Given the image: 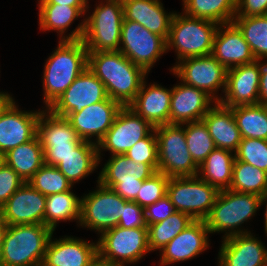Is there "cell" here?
Here are the masks:
<instances>
[{
	"label": "cell",
	"instance_id": "obj_1",
	"mask_svg": "<svg viewBox=\"0 0 267 266\" xmlns=\"http://www.w3.org/2000/svg\"><path fill=\"white\" fill-rule=\"evenodd\" d=\"M88 69L104 84L108 97L128 106L148 74L120 51L88 52Z\"/></svg>",
	"mask_w": 267,
	"mask_h": 266
},
{
	"label": "cell",
	"instance_id": "obj_2",
	"mask_svg": "<svg viewBox=\"0 0 267 266\" xmlns=\"http://www.w3.org/2000/svg\"><path fill=\"white\" fill-rule=\"evenodd\" d=\"M101 2L69 36L60 40H82L88 52L119 51L124 20L122 0ZM66 37V38H65Z\"/></svg>",
	"mask_w": 267,
	"mask_h": 266
},
{
	"label": "cell",
	"instance_id": "obj_3",
	"mask_svg": "<svg viewBox=\"0 0 267 266\" xmlns=\"http://www.w3.org/2000/svg\"><path fill=\"white\" fill-rule=\"evenodd\" d=\"M44 67V103L48 109L88 68V51L82 40H60Z\"/></svg>",
	"mask_w": 267,
	"mask_h": 266
},
{
	"label": "cell",
	"instance_id": "obj_4",
	"mask_svg": "<svg viewBox=\"0 0 267 266\" xmlns=\"http://www.w3.org/2000/svg\"><path fill=\"white\" fill-rule=\"evenodd\" d=\"M51 235L44 224L6 225L0 266H41Z\"/></svg>",
	"mask_w": 267,
	"mask_h": 266
},
{
	"label": "cell",
	"instance_id": "obj_5",
	"mask_svg": "<svg viewBox=\"0 0 267 266\" xmlns=\"http://www.w3.org/2000/svg\"><path fill=\"white\" fill-rule=\"evenodd\" d=\"M260 199L261 196L251 193L230 189L219 191L209 215L204 220L210 233L225 231L224 238L249 233L240 229L239 225L256 214L261 206Z\"/></svg>",
	"mask_w": 267,
	"mask_h": 266
},
{
	"label": "cell",
	"instance_id": "obj_6",
	"mask_svg": "<svg viewBox=\"0 0 267 266\" xmlns=\"http://www.w3.org/2000/svg\"><path fill=\"white\" fill-rule=\"evenodd\" d=\"M219 24L183 13H175L167 39V51L174 48L178 60L212 54Z\"/></svg>",
	"mask_w": 267,
	"mask_h": 266
},
{
	"label": "cell",
	"instance_id": "obj_7",
	"mask_svg": "<svg viewBox=\"0 0 267 266\" xmlns=\"http://www.w3.org/2000/svg\"><path fill=\"white\" fill-rule=\"evenodd\" d=\"M154 130L157 138L158 172L169 178L197 175L198 166L190 155L184 124H165L154 127Z\"/></svg>",
	"mask_w": 267,
	"mask_h": 266
},
{
	"label": "cell",
	"instance_id": "obj_8",
	"mask_svg": "<svg viewBox=\"0 0 267 266\" xmlns=\"http://www.w3.org/2000/svg\"><path fill=\"white\" fill-rule=\"evenodd\" d=\"M219 191L198 175L171 177L167 195L176 211L188 214L193 220H205Z\"/></svg>",
	"mask_w": 267,
	"mask_h": 266
},
{
	"label": "cell",
	"instance_id": "obj_9",
	"mask_svg": "<svg viewBox=\"0 0 267 266\" xmlns=\"http://www.w3.org/2000/svg\"><path fill=\"white\" fill-rule=\"evenodd\" d=\"M98 244V256L117 266L138 262L147 252V228L126 229L120 226L104 231Z\"/></svg>",
	"mask_w": 267,
	"mask_h": 266
},
{
	"label": "cell",
	"instance_id": "obj_10",
	"mask_svg": "<svg viewBox=\"0 0 267 266\" xmlns=\"http://www.w3.org/2000/svg\"><path fill=\"white\" fill-rule=\"evenodd\" d=\"M157 171L145 163H135L124 154L113 155L104 165L97 183L113 189L121 198L134 201L144 180Z\"/></svg>",
	"mask_w": 267,
	"mask_h": 266
},
{
	"label": "cell",
	"instance_id": "obj_11",
	"mask_svg": "<svg viewBox=\"0 0 267 266\" xmlns=\"http://www.w3.org/2000/svg\"><path fill=\"white\" fill-rule=\"evenodd\" d=\"M119 51L132 63L147 73L157 59L167 51V41L144 26L130 20H123Z\"/></svg>",
	"mask_w": 267,
	"mask_h": 266
},
{
	"label": "cell",
	"instance_id": "obj_12",
	"mask_svg": "<svg viewBox=\"0 0 267 266\" xmlns=\"http://www.w3.org/2000/svg\"><path fill=\"white\" fill-rule=\"evenodd\" d=\"M97 190L90 192L81 199L80 226L88 227L103 233L118 226L124 203L113 189L98 183Z\"/></svg>",
	"mask_w": 267,
	"mask_h": 266
},
{
	"label": "cell",
	"instance_id": "obj_13",
	"mask_svg": "<svg viewBox=\"0 0 267 266\" xmlns=\"http://www.w3.org/2000/svg\"><path fill=\"white\" fill-rule=\"evenodd\" d=\"M171 71L184 84L204 91L215 102L220 101L218 96H214L218 89L222 87L225 91L228 69L212 55L182 59Z\"/></svg>",
	"mask_w": 267,
	"mask_h": 266
},
{
	"label": "cell",
	"instance_id": "obj_14",
	"mask_svg": "<svg viewBox=\"0 0 267 266\" xmlns=\"http://www.w3.org/2000/svg\"><path fill=\"white\" fill-rule=\"evenodd\" d=\"M154 127L128 106H123L117 113L113 125L97 144L98 157L102 150H108L113 155L125 154L138 141L146 138Z\"/></svg>",
	"mask_w": 267,
	"mask_h": 266
},
{
	"label": "cell",
	"instance_id": "obj_15",
	"mask_svg": "<svg viewBox=\"0 0 267 266\" xmlns=\"http://www.w3.org/2000/svg\"><path fill=\"white\" fill-rule=\"evenodd\" d=\"M107 98L104 84L87 68L48 109L57 116L66 117Z\"/></svg>",
	"mask_w": 267,
	"mask_h": 266
},
{
	"label": "cell",
	"instance_id": "obj_16",
	"mask_svg": "<svg viewBox=\"0 0 267 266\" xmlns=\"http://www.w3.org/2000/svg\"><path fill=\"white\" fill-rule=\"evenodd\" d=\"M41 111L27 112L17 108L11 98L0 110V152L4 155L37 136Z\"/></svg>",
	"mask_w": 267,
	"mask_h": 266
},
{
	"label": "cell",
	"instance_id": "obj_17",
	"mask_svg": "<svg viewBox=\"0 0 267 266\" xmlns=\"http://www.w3.org/2000/svg\"><path fill=\"white\" fill-rule=\"evenodd\" d=\"M122 107L119 102L108 97L104 101L85 107L81 112L69 113L65 118L81 140L92 142L90 138L96 136L95 143L98 144L113 125Z\"/></svg>",
	"mask_w": 267,
	"mask_h": 266
},
{
	"label": "cell",
	"instance_id": "obj_18",
	"mask_svg": "<svg viewBox=\"0 0 267 266\" xmlns=\"http://www.w3.org/2000/svg\"><path fill=\"white\" fill-rule=\"evenodd\" d=\"M261 60L237 66L227 71L225 97L219 103L232 108L259 104Z\"/></svg>",
	"mask_w": 267,
	"mask_h": 266
},
{
	"label": "cell",
	"instance_id": "obj_19",
	"mask_svg": "<svg viewBox=\"0 0 267 266\" xmlns=\"http://www.w3.org/2000/svg\"><path fill=\"white\" fill-rule=\"evenodd\" d=\"M46 196L24 183L0 208L1 221L8 226L44 224Z\"/></svg>",
	"mask_w": 267,
	"mask_h": 266
},
{
	"label": "cell",
	"instance_id": "obj_20",
	"mask_svg": "<svg viewBox=\"0 0 267 266\" xmlns=\"http://www.w3.org/2000/svg\"><path fill=\"white\" fill-rule=\"evenodd\" d=\"M51 238L41 266H89L98 256V244L74 237Z\"/></svg>",
	"mask_w": 267,
	"mask_h": 266
},
{
	"label": "cell",
	"instance_id": "obj_21",
	"mask_svg": "<svg viewBox=\"0 0 267 266\" xmlns=\"http://www.w3.org/2000/svg\"><path fill=\"white\" fill-rule=\"evenodd\" d=\"M211 55L227 69L250 64L256 60L242 32L233 22L219 25Z\"/></svg>",
	"mask_w": 267,
	"mask_h": 266
},
{
	"label": "cell",
	"instance_id": "obj_22",
	"mask_svg": "<svg viewBox=\"0 0 267 266\" xmlns=\"http://www.w3.org/2000/svg\"><path fill=\"white\" fill-rule=\"evenodd\" d=\"M215 103L204 91L181 83L172 88L169 124L190 123L202 120Z\"/></svg>",
	"mask_w": 267,
	"mask_h": 266
},
{
	"label": "cell",
	"instance_id": "obj_23",
	"mask_svg": "<svg viewBox=\"0 0 267 266\" xmlns=\"http://www.w3.org/2000/svg\"><path fill=\"white\" fill-rule=\"evenodd\" d=\"M219 266H267V249L251 232L224 238Z\"/></svg>",
	"mask_w": 267,
	"mask_h": 266
},
{
	"label": "cell",
	"instance_id": "obj_24",
	"mask_svg": "<svg viewBox=\"0 0 267 266\" xmlns=\"http://www.w3.org/2000/svg\"><path fill=\"white\" fill-rule=\"evenodd\" d=\"M209 229L204 220H194L161 251V265L186 261L208 248Z\"/></svg>",
	"mask_w": 267,
	"mask_h": 266
},
{
	"label": "cell",
	"instance_id": "obj_25",
	"mask_svg": "<svg viewBox=\"0 0 267 266\" xmlns=\"http://www.w3.org/2000/svg\"><path fill=\"white\" fill-rule=\"evenodd\" d=\"M145 82L143 81L135 99L128 107L153 127L169 124L172 89H165L155 83L148 88Z\"/></svg>",
	"mask_w": 267,
	"mask_h": 266
},
{
	"label": "cell",
	"instance_id": "obj_26",
	"mask_svg": "<svg viewBox=\"0 0 267 266\" xmlns=\"http://www.w3.org/2000/svg\"><path fill=\"white\" fill-rule=\"evenodd\" d=\"M122 3L124 20L137 22L167 41L175 13H166L160 0H122Z\"/></svg>",
	"mask_w": 267,
	"mask_h": 266
},
{
	"label": "cell",
	"instance_id": "obj_27",
	"mask_svg": "<svg viewBox=\"0 0 267 266\" xmlns=\"http://www.w3.org/2000/svg\"><path fill=\"white\" fill-rule=\"evenodd\" d=\"M202 118L216 148L236 151L242 140L231 108L215 102Z\"/></svg>",
	"mask_w": 267,
	"mask_h": 266
},
{
	"label": "cell",
	"instance_id": "obj_28",
	"mask_svg": "<svg viewBox=\"0 0 267 266\" xmlns=\"http://www.w3.org/2000/svg\"><path fill=\"white\" fill-rule=\"evenodd\" d=\"M37 136L42 147L79 145L83 141L65 117L57 116L49 109L40 113Z\"/></svg>",
	"mask_w": 267,
	"mask_h": 266
},
{
	"label": "cell",
	"instance_id": "obj_29",
	"mask_svg": "<svg viewBox=\"0 0 267 266\" xmlns=\"http://www.w3.org/2000/svg\"><path fill=\"white\" fill-rule=\"evenodd\" d=\"M4 163L11 167L26 183L45 164L44 152L38 136L18 145L3 155Z\"/></svg>",
	"mask_w": 267,
	"mask_h": 266
},
{
	"label": "cell",
	"instance_id": "obj_30",
	"mask_svg": "<svg viewBox=\"0 0 267 266\" xmlns=\"http://www.w3.org/2000/svg\"><path fill=\"white\" fill-rule=\"evenodd\" d=\"M98 164H100V160L97 144L82 141L73 152L62 159L57 168L73 185L92 173Z\"/></svg>",
	"mask_w": 267,
	"mask_h": 266
},
{
	"label": "cell",
	"instance_id": "obj_31",
	"mask_svg": "<svg viewBox=\"0 0 267 266\" xmlns=\"http://www.w3.org/2000/svg\"><path fill=\"white\" fill-rule=\"evenodd\" d=\"M233 151L215 148L198 167L197 175L218 191L230 188L235 154Z\"/></svg>",
	"mask_w": 267,
	"mask_h": 266
},
{
	"label": "cell",
	"instance_id": "obj_32",
	"mask_svg": "<svg viewBox=\"0 0 267 266\" xmlns=\"http://www.w3.org/2000/svg\"><path fill=\"white\" fill-rule=\"evenodd\" d=\"M81 216V199L71 189L69 191L46 196L44 225L53 232L57 222L63 220H78Z\"/></svg>",
	"mask_w": 267,
	"mask_h": 266
},
{
	"label": "cell",
	"instance_id": "obj_33",
	"mask_svg": "<svg viewBox=\"0 0 267 266\" xmlns=\"http://www.w3.org/2000/svg\"><path fill=\"white\" fill-rule=\"evenodd\" d=\"M183 5L186 15L220 25L233 22L237 0H183Z\"/></svg>",
	"mask_w": 267,
	"mask_h": 266
},
{
	"label": "cell",
	"instance_id": "obj_34",
	"mask_svg": "<svg viewBox=\"0 0 267 266\" xmlns=\"http://www.w3.org/2000/svg\"><path fill=\"white\" fill-rule=\"evenodd\" d=\"M242 138L267 140V110L264 104L231 108Z\"/></svg>",
	"mask_w": 267,
	"mask_h": 266
},
{
	"label": "cell",
	"instance_id": "obj_35",
	"mask_svg": "<svg viewBox=\"0 0 267 266\" xmlns=\"http://www.w3.org/2000/svg\"><path fill=\"white\" fill-rule=\"evenodd\" d=\"M229 189L262 196L267 192V172L235 159Z\"/></svg>",
	"mask_w": 267,
	"mask_h": 266
},
{
	"label": "cell",
	"instance_id": "obj_36",
	"mask_svg": "<svg viewBox=\"0 0 267 266\" xmlns=\"http://www.w3.org/2000/svg\"><path fill=\"white\" fill-rule=\"evenodd\" d=\"M194 220L185 213L176 211L167 219L147 226L150 251L162 250L173 238Z\"/></svg>",
	"mask_w": 267,
	"mask_h": 266
},
{
	"label": "cell",
	"instance_id": "obj_37",
	"mask_svg": "<svg viewBox=\"0 0 267 266\" xmlns=\"http://www.w3.org/2000/svg\"><path fill=\"white\" fill-rule=\"evenodd\" d=\"M89 7H72L58 4H39L40 30H56L62 36L70 24Z\"/></svg>",
	"mask_w": 267,
	"mask_h": 266
},
{
	"label": "cell",
	"instance_id": "obj_38",
	"mask_svg": "<svg viewBox=\"0 0 267 266\" xmlns=\"http://www.w3.org/2000/svg\"><path fill=\"white\" fill-rule=\"evenodd\" d=\"M233 23L242 32L255 59H267V15L234 17Z\"/></svg>",
	"mask_w": 267,
	"mask_h": 266
},
{
	"label": "cell",
	"instance_id": "obj_39",
	"mask_svg": "<svg viewBox=\"0 0 267 266\" xmlns=\"http://www.w3.org/2000/svg\"><path fill=\"white\" fill-rule=\"evenodd\" d=\"M185 124L187 146L193 161L199 167L216 146L203 120Z\"/></svg>",
	"mask_w": 267,
	"mask_h": 266
},
{
	"label": "cell",
	"instance_id": "obj_40",
	"mask_svg": "<svg viewBox=\"0 0 267 266\" xmlns=\"http://www.w3.org/2000/svg\"><path fill=\"white\" fill-rule=\"evenodd\" d=\"M27 183L44 196L63 193L72 188L71 183L56 166L46 164Z\"/></svg>",
	"mask_w": 267,
	"mask_h": 266
},
{
	"label": "cell",
	"instance_id": "obj_41",
	"mask_svg": "<svg viewBox=\"0 0 267 266\" xmlns=\"http://www.w3.org/2000/svg\"><path fill=\"white\" fill-rule=\"evenodd\" d=\"M234 154L236 160L267 172V140L242 138Z\"/></svg>",
	"mask_w": 267,
	"mask_h": 266
},
{
	"label": "cell",
	"instance_id": "obj_42",
	"mask_svg": "<svg viewBox=\"0 0 267 266\" xmlns=\"http://www.w3.org/2000/svg\"><path fill=\"white\" fill-rule=\"evenodd\" d=\"M168 182L169 177L157 171L150 178L143 181L142 187L134 202L143 208L155 203L160 198L167 195Z\"/></svg>",
	"mask_w": 267,
	"mask_h": 266
},
{
	"label": "cell",
	"instance_id": "obj_43",
	"mask_svg": "<svg viewBox=\"0 0 267 266\" xmlns=\"http://www.w3.org/2000/svg\"><path fill=\"white\" fill-rule=\"evenodd\" d=\"M124 155L135 163L150 164L158 171V149L155 130L146 138L138 141Z\"/></svg>",
	"mask_w": 267,
	"mask_h": 266
},
{
	"label": "cell",
	"instance_id": "obj_44",
	"mask_svg": "<svg viewBox=\"0 0 267 266\" xmlns=\"http://www.w3.org/2000/svg\"><path fill=\"white\" fill-rule=\"evenodd\" d=\"M25 182L4 162L0 165V208Z\"/></svg>",
	"mask_w": 267,
	"mask_h": 266
},
{
	"label": "cell",
	"instance_id": "obj_45",
	"mask_svg": "<svg viewBox=\"0 0 267 266\" xmlns=\"http://www.w3.org/2000/svg\"><path fill=\"white\" fill-rule=\"evenodd\" d=\"M118 226L126 229L147 228L144 208L134 201H126Z\"/></svg>",
	"mask_w": 267,
	"mask_h": 266
},
{
	"label": "cell",
	"instance_id": "obj_46",
	"mask_svg": "<svg viewBox=\"0 0 267 266\" xmlns=\"http://www.w3.org/2000/svg\"><path fill=\"white\" fill-rule=\"evenodd\" d=\"M176 212L168 195L163 196L155 203L144 208L146 225L161 222Z\"/></svg>",
	"mask_w": 267,
	"mask_h": 266
},
{
	"label": "cell",
	"instance_id": "obj_47",
	"mask_svg": "<svg viewBox=\"0 0 267 266\" xmlns=\"http://www.w3.org/2000/svg\"><path fill=\"white\" fill-rule=\"evenodd\" d=\"M267 15V0H237L235 17Z\"/></svg>",
	"mask_w": 267,
	"mask_h": 266
},
{
	"label": "cell",
	"instance_id": "obj_48",
	"mask_svg": "<svg viewBox=\"0 0 267 266\" xmlns=\"http://www.w3.org/2000/svg\"><path fill=\"white\" fill-rule=\"evenodd\" d=\"M78 145L62 147H42L44 152V162L46 165L58 166L62 159L73 152Z\"/></svg>",
	"mask_w": 267,
	"mask_h": 266
},
{
	"label": "cell",
	"instance_id": "obj_49",
	"mask_svg": "<svg viewBox=\"0 0 267 266\" xmlns=\"http://www.w3.org/2000/svg\"><path fill=\"white\" fill-rule=\"evenodd\" d=\"M267 103V63L261 64L259 83V104Z\"/></svg>",
	"mask_w": 267,
	"mask_h": 266
},
{
	"label": "cell",
	"instance_id": "obj_50",
	"mask_svg": "<svg viewBox=\"0 0 267 266\" xmlns=\"http://www.w3.org/2000/svg\"><path fill=\"white\" fill-rule=\"evenodd\" d=\"M88 0H39V4H58L72 7H88Z\"/></svg>",
	"mask_w": 267,
	"mask_h": 266
},
{
	"label": "cell",
	"instance_id": "obj_51",
	"mask_svg": "<svg viewBox=\"0 0 267 266\" xmlns=\"http://www.w3.org/2000/svg\"><path fill=\"white\" fill-rule=\"evenodd\" d=\"M89 266H117L97 256Z\"/></svg>",
	"mask_w": 267,
	"mask_h": 266
},
{
	"label": "cell",
	"instance_id": "obj_52",
	"mask_svg": "<svg viewBox=\"0 0 267 266\" xmlns=\"http://www.w3.org/2000/svg\"><path fill=\"white\" fill-rule=\"evenodd\" d=\"M6 231V225L0 220V253L3 245V237Z\"/></svg>",
	"mask_w": 267,
	"mask_h": 266
},
{
	"label": "cell",
	"instance_id": "obj_53",
	"mask_svg": "<svg viewBox=\"0 0 267 266\" xmlns=\"http://www.w3.org/2000/svg\"><path fill=\"white\" fill-rule=\"evenodd\" d=\"M267 202V192L261 196L260 205H263ZM265 232L267 233V203H266V211H265Z\"/></svg>",
	"mask_w": 267,
	"mask_h": 266
},
{
	"label": "cell",
	"instance_id": "obj_54",
	"mask_svg": "<svg viewBox=\"0 0 267 266\" xmlns=\"http://www.w3.org/2000/svg\"><path fill=\"white\" fill-rule=\"evenodd\" d=\"M11 98L10 95H0V110Z\"/></svg>",
	"mask_w": 267,
	"mask_h": 266
},
{
	"label": "cell",
	"instance_id": "obj_55",
	"mask_svg": "<svg viewBox=\"0 0 267 266\" xmlns=\"http://www.w3.org/2000/svg\"><path fill=\"white\" fill-rule=\"evenodd\" d=\"M4 162L3 154L0 152V165Z\"/></svg>",
	"mask_w": 267,
	"mask_h": 266
},
{
	"label": "cell",
	"instance_id": "obj_56",
	"mask_svg": "<svg viewBox=\"0 0 267 266\" xmlns=\"http://www.w3.org/2000/svg\"><path fill=\"white\" fill-rule=\"evenodd\" d=\"M0 95H10V94H8V93H2V92H0Z\"/></svg>",
	"mask_w": 267,
	"mask_h": 266
}]
</instances>
